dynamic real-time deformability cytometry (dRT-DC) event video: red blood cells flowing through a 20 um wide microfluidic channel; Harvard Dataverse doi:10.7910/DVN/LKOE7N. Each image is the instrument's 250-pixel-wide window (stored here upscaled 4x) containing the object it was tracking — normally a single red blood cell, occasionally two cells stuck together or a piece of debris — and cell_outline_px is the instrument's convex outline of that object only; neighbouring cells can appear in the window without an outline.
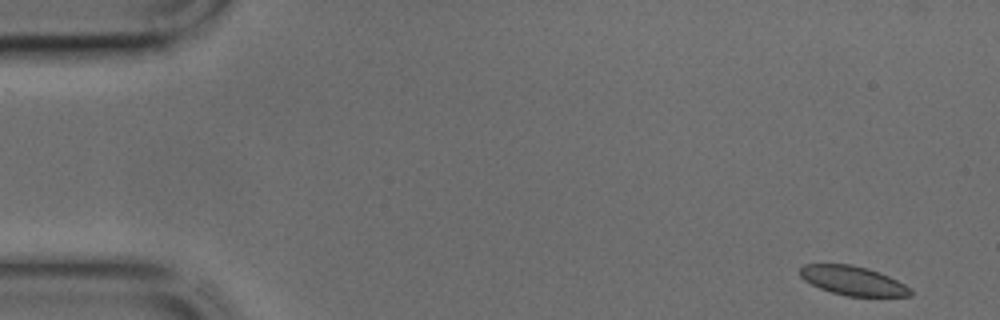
{"species": "common noctule bat (a hibernating species)", "species_latin": "Nyctalus noctula", "temperature_condition": "cold", "stored_images_in_passage": 43, "camera_frame_rate_fps": 3000, "um_per_image_px": 0.085, "animal": {"sex": "male", "body_mass_g": 17.9, "forearm_length_mm": 54.2}, "frame": {"image": 1, "passage_image": 1, "time_ms": 0.0, "image_size_px": [1000, 320], "cell_outline_px": [[912, 296], [848, 296], [832, 292], [820, 288], [804, 280], [800, 276], [800, 268], [804, 264], [852, 264], [868, 268], [880, 272], [912, 288]], "centroid_in_image_um": [72.51, 23.85], "position_along_channel_um": 12.5, "area_um2": 18.73}}
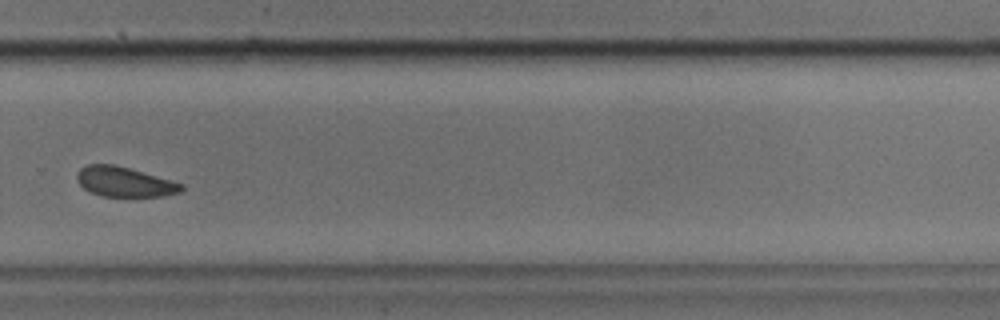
{"frame": {"image": 2, "passage_image": 29, "time_ms": 9.333, "image_size_px": [1000, 320], "cell_outline_px": [[184, 188], [180, 192], [164, 196], [104, 196], [92, 192], [84, 188], [76, 180], [76, 176], [80, 168], [88, 164], [112, 164], [128, 168], [172, 180], [184, 184]], "centroid_in_image_um": [10.59, 15.45], "position_along_channel_um": 319.2, "area_um2": 18.03}}
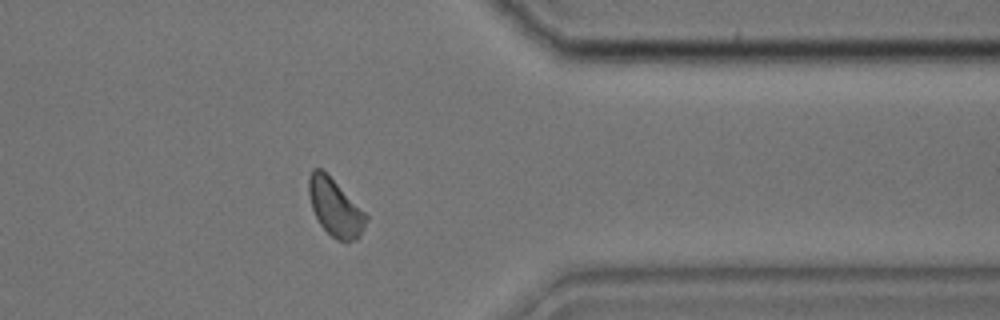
{"frame": {"image": 3, "passage_image": 34, "time_ms": 11.0, "image_size_px": [1000, 320], "cell_outline_px": [[368, 220], [360, 236], [356, 240], [336, 240], [320, 224], [312, 208], [308, 192], [308, 176], [312, 168], [320, 168], [368, 216]], "centroid_in_image_um": [28.47, 17.66], "position_along_channel_um": 382.9, "area_um2": 18.55}}